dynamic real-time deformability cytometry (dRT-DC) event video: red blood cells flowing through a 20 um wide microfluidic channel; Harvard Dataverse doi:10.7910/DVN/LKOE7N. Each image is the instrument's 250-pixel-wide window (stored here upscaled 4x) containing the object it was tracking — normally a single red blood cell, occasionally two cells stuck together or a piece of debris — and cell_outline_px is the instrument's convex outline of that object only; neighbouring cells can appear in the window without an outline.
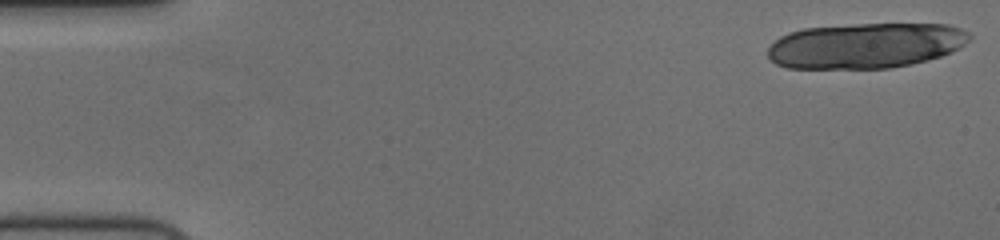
{"species": "human", "species_latin": "Homo sapiens", "temperature_condition": "cold", "stored_images_in_passage": 19, "camera_frame_rate_fps": 3000, "um_per_image_px": 0.085, "donor": {"sex": "female"}, "frame": {"image": 1, "passage_image": 1, "time_ms": 0.0, "image_size_px": [1000, 240], "cell_outline_px": [[972, 36], [964, 44], [940, 56], [912, 64], [888, 68], [788, 68], [776, 64], [768, 56], [768, 48], [780, 36], [788, 32], [804, 28], [856, 24], [948, 24], [960, 28], [968, 32]], "centroid_in_image_um": [73.55, 3.87], "position_along_channel_um": 11.5, "area_um2": 53.12}}